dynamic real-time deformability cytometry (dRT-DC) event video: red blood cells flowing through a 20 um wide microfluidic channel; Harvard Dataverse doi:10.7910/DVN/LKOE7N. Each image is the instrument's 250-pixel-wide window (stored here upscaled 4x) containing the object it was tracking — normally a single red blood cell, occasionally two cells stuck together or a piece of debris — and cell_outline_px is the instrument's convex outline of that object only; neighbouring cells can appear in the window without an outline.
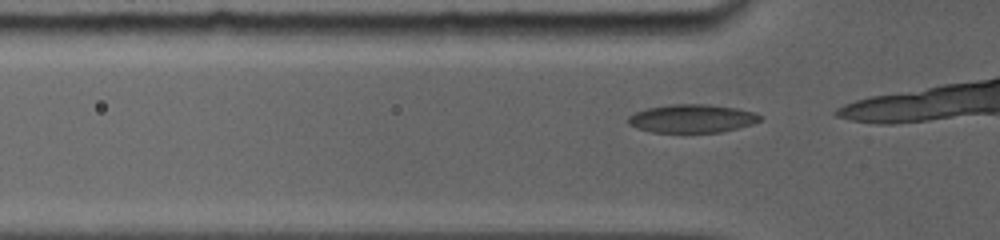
{"species": "common noctule bat (a hibernating species)", "species_latin": "Nyctalus noctula", "temperature_condition": "room temperature", "stored_images_in_passage": 9, "camera_frame_rate_fps": 5000, "um_per_image_px": 0.085, "animal": {"sex": "female", "body_mass_g": 19.0, "forearm_length_mm": 56.7}, "frame": {"image": 1, "passage_image": 2, "time_ms": 0.2, "image_size_px": [1000, 240], "cell_outline_px": [[764, 116], [760, 120], [752, 124], [720, 132], [652, 132], [636, 128], [628, 124], [628, 116], [636, 112], [648, 108], [672, 104], [708, 104], [736, 108], [752, 112]], "centroid_in_image_um": [58.81, 10.07], "position_along_channel_um": 67.0, "area_um2": 21.62}}
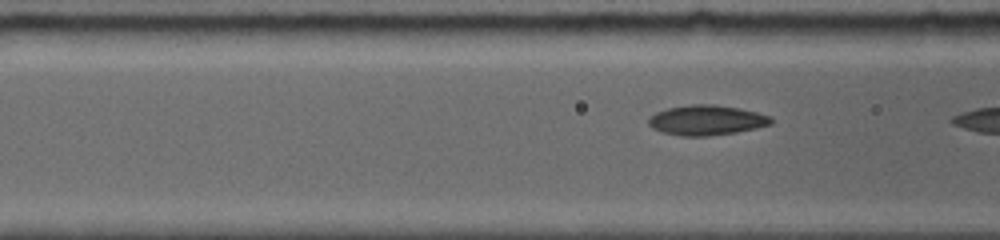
{"frame": {"image": 2, "passage_image": 7, "time_ms": 1.2, "image_size_px": [1000, 240], "cell_outline_px": [[772, 124], [756, 128], [736, 132], [708, 136], [680, 136], [660, 132], [652, 128], [648, 124], [648, 116], [656, 112], [668, 108], [692, 104], [716, 104], [740, 108], [772, 116]], "centroid_in_image_um": [60.04, 10.21], "position_along_channel_um": 106.6, "area_um2": 21.68}}